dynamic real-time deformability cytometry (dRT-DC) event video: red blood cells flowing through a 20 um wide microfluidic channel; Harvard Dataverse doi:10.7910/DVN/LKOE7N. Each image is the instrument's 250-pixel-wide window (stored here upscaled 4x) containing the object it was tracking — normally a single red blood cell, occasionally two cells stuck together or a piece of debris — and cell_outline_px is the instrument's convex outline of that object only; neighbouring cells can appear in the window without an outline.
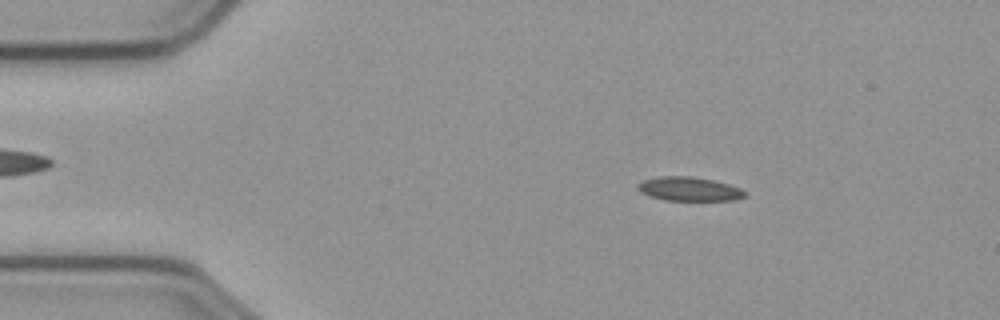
{"species": "common noctule bat (a hibernating species)", "species_latin": "Nyctalus noctula", "temperature_condition": "cold", "stored_images_in_passage": 57, "camera_frame_rate_fps": 3000, "um_per_image_px": 0.085, "animal": {"sex": "male", "body_mass_g": 23.1, "forearm_length_mm": 52.7}, "frame": {"image": 1, "passage_image": 9, "time_ms": 2.667, "image_size_px": [1000, 320], "cell_outline_px": [[748, 196], [736, 200], [664, 200], [648, 196], [640, 192], [636, 188], [636, 184], [644, 180], [660, 176], [692, 176], [712, 180], [728, 184], [740, 188], [748, 192]], "centroid_in_image_um": [58.58, 16.07], "position_along_channel_um": 26.4, "area_um2": 15.14}}
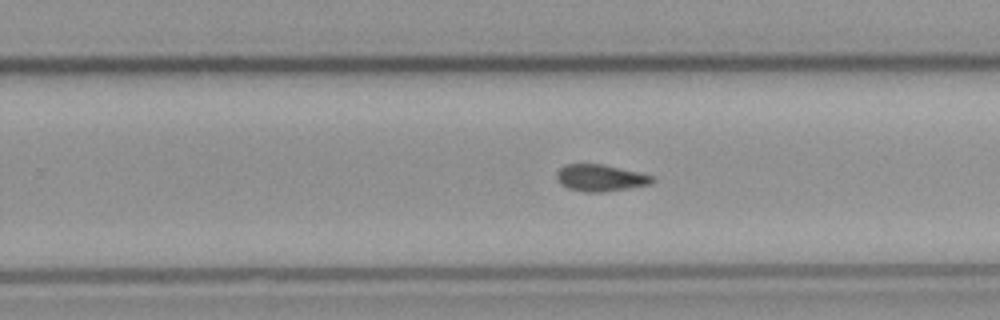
{"frame": {"image": 2, "passage_image": 35, "time_ms": 11.333, "image_size_px": [1000, 320], "cell_outline_px": [[656, 180], [652, 184], [604, 192], [584, 192], [568, 188], [560, 184], [556, 180], [556, 172], [564, 164], [600, 164], [636, 172], [652, 176]], "centroid_in_image_um": [50.99, 15.13], "position_along_channel_um": 278.8, "area_um2": 14.85}}
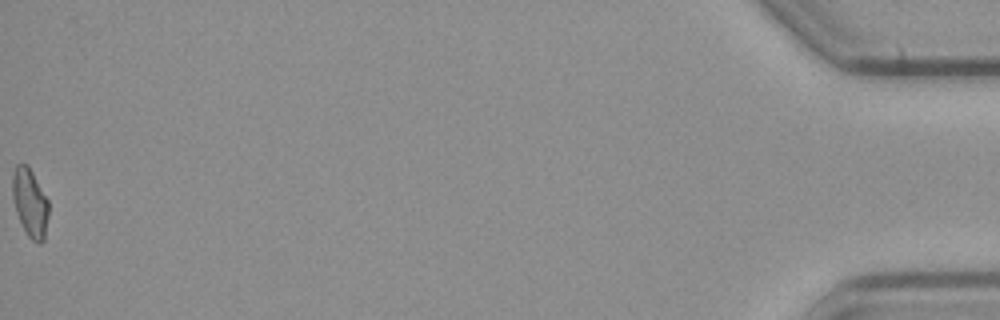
{"frame": {"image": 3, "passage_image": 57, "time_ms": 18.667, "image_size_px": [1000, 320], "cell_outline_px": [[48, 216], [44, 240], [40, 244], [32, 240], [28, 236], [16, 212], [12, 196], [12, 176], [16, 164], [28, 164], [48, 200]], "centroid_in_image_um": [2.54, 17.22], "position_along_channel_um": 432.7, "area_um2": 14.33}, "authors_computed_cell_mechanics": {"area_um2": 14.9124, "velocity_mm_per_s": 3.6045, "shape_relaxation_time_tau1_ms": null, "shape_relaxation_time_tau2_ms": 8.8273, "deformation_change_tau1": null, "deformation_change_tau2": 0.1461}}